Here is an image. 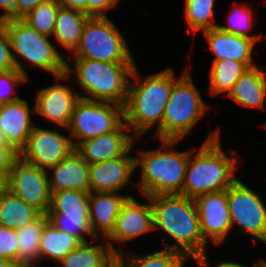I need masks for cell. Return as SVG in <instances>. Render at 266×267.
I'll return each mask as SVG.
<instances>
[{"label": "cell", "instance_id": "12", "mask_svg": "<svg viewBox=\"0 0 266 267\" xmlns=\"http://www.w3.org/2000/svg\"><path fill=\"white\" fill-rule=\"evenodd\" d=\"M47 171L18 158L9 173L7 189L27 204L47 215L51 190Z\"/></svg>", "mask_w": 266, "mask_h": 267}, {"label": "cell", "instance_id": "34", "mask_svg": "<svg viewBox=\"0 0 266 267\" xmlns=\"http://www.w3.org/2000/svg\"><path fill=\"white\" fill-rule=\"evenodd\" d=\"M28 78L22 75L17 69L0 72V105L17 101L16 86L28 82Z\"/></svg>", "mask_w": 266, "mask_h": 267}, {"label": "cell", "instance_id": "44", "mask_svg": "<svg viewBox=\"0 0 266 267\" xmlns=\"http://www.w3.org/2000/svg\"><path fill=\"white\" fill-rule=\"evenodd\" d=\"M0 147H13L12 145L9 144L7 141L5 134L2 132L0 129Z\"/></svg>", "mask_w": 266, "mask_h": 267}, {"label": "cell", "instance_id": "17", "mask_svg": "<svg viewBox=\"0 0 266 267\" xmlns=\"http://www.w3.org/2000/svg\"><path fill=\"white\" fill-rule=\"evenodd\" d=\"M123 121L114 131L80 142L75 152L88 164L104 162L125 155L134 145V135Z\"/></svg>", "mask_w": 266, "mask_h": 267}, {"label": "cell", "instance_id": "47", "mask_svg": "<svg viewBox=\"0 0 266 267\" xmlns=\"http://www.w3.org/2000/svg\"><path fill=\"white\" fill-rule=\"evenodd\" d=\"M109 267H124L117 259Z\"/></svg>", "mask_w": 266, "mask_h": 267}, {"label": "cell", "instance_id": "13", "mask_svg": "<svg viewBox=\"0 0 266 267\" xmlns=\"http://www.w3.org/2000/svg\"><path fill=\"white\" fill-rule=\"evenodd\" d=\"M75 148L68 135L56 130L34 126L26 143L19 151V158L42 169L56 166L67 158Z\"/></svg>", "mask_w": 266, "mask_h": 267}, {"label": "cell", "instance_id": "10", "mask_svg": "<svg viewBox=\"0 0 266 267\" xmlns=\"http://www.w3.org/2000/svg\"><path fill=\"white\" fill-rule=\"evenodd\" d=\"M89 191H51L48 222L55 228L78 237L82 242L96 239L89 223Z\"/></svg>", "mask_w": 266, "mask_h": 267}, {"label": "cell", "instance_id": "37", "mask_svg": "<svg viewBox=\"0 0 266 267\" xmlns=\"http://www.w3.org/2000/svg\"><path fill=\"white\" fill-rule=\"evenodd\" d=\"M19 158V151L14 147H0V176L8 179L14 162Z\"/></svg>", "mask_w": 266, "mask_h": 267}, {"label": "cell", "instance_id": "6", "mask_svg": "<svg viewBox=\"0 0 266 267\" xmlns=\"http://www.w3.org/2000/svg\"><path fill=\"white\" fill-rule=\"evenodd\" d=\"M15 68L29 79L22 58L30 67L50 72L54 76L66 73L65 55L51 43L49 36L40 34L22 19L5 22Z\"/></svg>", "mask_w": 266, "mask_h": 267}, {"label": "cell", "instance_id": "4", "mask_svg": "<svg viewBox=\"0 0 266 267\" xmlns=\"http://www.w3.org/2000/svg\"><path fill=\"white\" fill-rule=\"evenodd\" d=\"M159 141L161 148L141 151L135 157V168L141 170L137 187L142 196L182 195L190 150L172 151L179 140Z\"/></svg>", "mask_w": 266, "mask_h": 267}, {"label": "cell", "instance_id": "5", "mask_svg": "<svg viewBox=\"0 0 266 267\" xmlns=\"http://www.w3.org/2000/svg\"><path fill=\"white\" fill-rule=\"evenodd\" d=\"M75 62V63H74ZM74 68L66 62V74L76 73L77 84L84 90L80 98L116 103L124 107L135 63H110L74 58Z\"/></svg>", "mask_w": 266, "mask_h": 267}, {"label": "cell", "instance_id": "43", "mask_svg": "<svg viewBox=\"0 0 266 267\" xmlns=\"http://www.w3.org/2000/svg\"><path fill=\"white\" fill-rule=\"evenodd\" d=\"M0 267H20L17 262L0 259Z\"/></svg>", "mask_w": 266, "mask_h": 267}, {"label": "cell", "instance_id": "15", "mask_svg": "<svg viewBox=\"0 0 266 267\" xmlns=\"http://www.w3.org/2000/svg\"><path fill=\"white\" fill-rule=\"evenodd\" d=\"M204 240L220 245L232 230L227 190L210 192L194 199Z\"/></svg>", "mask_w": 266, "mask_h": 267}, {"label": "cell", "instance_id": "1", "mask_svg": "<svg viewBox=\"0 0 266 267\" xmlns=\"http://www.w3.org/2000/svg\"><path fill=\"white\" fill-rule=\"evenodd\" d=\"M134 67L123 107L124 122L135 138H140L157 126L155 137L161 140V124L165 106L170 98L173 84L179 79L172 68L147 75L144 80ZM141 80V81H140Z\"/></svg>", "mask_w": 266, "mask_h": 267}, {"label": "cell", "instance_id": "26", "mask_svg": "<svg viewBox=\"0 0 266 267\" xmlns=\"http://www.w3.org/2000/svg\"><path fill=\"white\" fill-rule=\"evenodd\" d=\"M47 222V215L41 214L23 228L16 230L18 246V260L16 262L20 267H33L39 263L40 239Z\"/></svg>", "mask_w": 266, "mask_h": 267}, {"label": "cell", "instance_id": "2", "mask_svg": "<svg viewBox=\"0 0 266 267\" xmlns=\"http://www.w3.org/2000/svg\"><path fill=\"white\" fill-rule=\"evenodd\" d=\"M154 231L161 229L175 244L162 243L165 249L184 254L195 261L206 253L207 243L200 231L194 199L181 194L149 196Z\"/></svg>", "mask_w": 266, "mask_h": 267}, {"label": "cell", "instance_id": "48", "mask_svg": "<svg viewBox=\"0 0 266 267\" xmlns=\"http://www.w3.org/2000/svg\"><path fill=\"white\" fill-rule=\"evenodd\" d=\"M262 127H264V128L266 129V123H264V124L262 125Z\"/></svg>", "mask_w": 266, "mask_h": 267}, {"label": "cell", "instance_id": "22", "mask_svg": "<svg viewBox=\"0 0 266 267\" xmlns=\"http://www.w3.org/2000/svg\"><path fill=\"white\" fill-rule=\"evenodd\" d=\"M46 171L49 173L47 175L51 191L66 189L89 191V164L75 151Z\"/></svg>", "mask_w": 266, "mask_h": 267}, {"label": "cell", "instance_id": "21", "mask_svg": "<svg viewBox=\"0 0 266 267\" xmlns=\"http://www.w3.org/2000/svg\"><path fill=\"white\" fill-rule=\"evenodd\" d=\"M30 108L29 103L21 98L0 105V129L5 134L9 144L17 151H20L24 146L35 126L31 119L35 107Z\"/></svg>", "mask_w": 266, "mask_h": 267}, {"label": "cell", "instance_id": "24", "mask_svg": "<svg viewBox=\"0 0 266 267\" xmlns=\"http://www.w3.org/2000/svg\"><path fill=\"white\" fill-rule=\"evenodd\" d=\"M100 238L91 242H82L75 250L64 256L58 263L62 267H109L117 255L109 244L97 243ZM106 244V245H105Z\"/></svg>", "mask_w": 266, "mask_h": 267}, {"label": "cell", "instance_id": "27", "mask_svg": "<svg viewBox=\"0 0 266 267\" xmlns=\"http://www.w3.org/2000/svg\"><path fill=\"white\" fill-rule=\"evenodd\" d=\"M82 241L71 234L63 232L55 228L50 222L44 225L40 246L39 257L40 262L44 258H49L55 261L56 267H60L58 262L71 251L75 250Z\"/></svg>", "mask_w": 266, "mask_h": 267}, {"label": "cell", "instance_id": "14", "mask_svg": "<svg viewBox=\"0 0 266 267\" xmlns=\"http://www.w3.org/2000/svg\"><path fill=\"white\" fill-rule=\"evenodd\" d=\"M144 197L149 200V203L139 202L133 195L126 199L116 219L114 230L104 240L116 255L122 253L115 246L116 243L124 244L154 230L150 198Z\"/></svg>", "mask_w": 266, "mask_h": 267}, {"label": "cell", "instance_id": "32", "mask_svg": "<svg viewBox=\"0 0 266 267\" xmlns=\"http://www.w3.org/2000/svg\"><path fill=\"white\" fill-rule=\"evenodd\" d=\"M59 6L57 0H48L30 11L22 20L38 33L51 37L53 36Z\"/></svg>", "mask_w": 266, "mask_h": 267}, {"label": "cell", "instance_id": "46", "mask_svg": "<svg viewBox=\"0 0 266 267\" xmlns=\"http://www.w3.org/2000/svg\"><path fill=\"white\" fill-rule=\"evenodd\" d=\"M254 267H266V260L260 259L258 263Z\"/></svg>", "mask_w": 266, "mask_h": 267}, {"label": "cell", "instance_id": "7", "mask_svg": "<svg viewBox=\"0 0 266 267\" xmlns=\"http://www.w3.org/2000/svg\"><path fill=\"white\" fill-rule=\"evenodd\" d=\"M209 106L195 86L186 68L173 84L170 98L165 106L161 124V140L184 139L204 117ZM191 131V132H190Z\"/></svg>", "mask_w": 266, "mask_h": 267}, {"label": "cell", "instance_id": "30", "mask_svg": "<svg viewBox=\"0 0 266 267\" xmlns=\"http://www.w3.org/2000/svg\"><path fill=\"white\" fill-rule=\"evenodd\" d=\"M117 260L124 267H184L188 258L180 252L162 248L146 255L122 252L117 255Z\"/></svg>", "mask_w": 266, "mask_h": 267}, {"label": "cell", "instance_id": "39", "mask_svg": "<svg viewBox=\"0 0 266 267\" xmlns=\"http://www.w3.org/2000/svg\"><path fill=\"white\" fill-rule=\"evenodd\" d=\"M0 9L4 11L0 15V22L20 19V9L16 0H0Z\"/></svg>", "mask_w": 266, "mask_h": 267}, {"label": "cell", "instance_id": "23", "mask_svg": "<svg viewBox=\"0 0 266 267\" xmlns=\"http://www.w3.org/2000/svg\"><path fill=\"white\" fill-rule=\"evenodd\" d=\"M227 96L241 106L265 111L266 72L258 66L248 68Z\"/></svg>", "mask_w": 266, "mask_h": 267}, {"label": "cell", "instance_id": "25", "mask_svg": "<svg viewBox=\"0 0 266 267\" xmlns=\"http://www.w3.org/2000/svg\"><path fill=\"white\" fill-rule=\"evenodd\" d=\"M89 17L82 11L59 6L53 32L54 41L72 53L79 44Z\"/></svg>", "mask_w": 266, "mask_h": 267}, {"label": "cell", "instance_id": "38", "mask_svg": "<svg viewBox=\"0 0 266 267\" xmlns=\"http://www.w3.org/2000/svg\"><path fill=\"white\" fill-rule=\"evenodd\" d=\"M119 0H87V15L106 17V12L115 8Z\"/></svg>", "mask_w": 266, "mask_h": 267}, {"label": "cell", "instance_id": "20", "mask_svg": "<svg viewBox=\"0 0 266 267\" xmlns=\"http://www.w3.org/2000/svg\"><path fill=\"white\" fill-rule=\"evenodd\" d=\"M129 196L121 192H90L89 223L96 238L104 240L111 234L122 205Z\"/></svg>", "mask_w": 266, "mask_h": 267}, {"label": "cell", "instance_id": "33", "mask_svg": "<svg viewBox=\"0 0 266 267\" xmlns=\"http://www.w3.org/2000/svg\"><path fill=\"white\" fill-rule=\"evenodd\" d=\"M234 5L235 6H233V8L230 10V13H228L227 26H221L218 24L217 27L224 32L254 39L256 42H258L261 37L266 39V35H249L248 33L249 30L252 29L253 10L246 5H240V3H234Z\"/></svg>", "mask_w": 266, "mask_h": 267}, {"label": "cell", "instance_id": "41", "mask_svg": "<svg viewBox=\"0 0 266 267\" xmlns=\"http://www.w3.org/2000/svg\"><path fill=\"white\" fill-rule=\"evenodd\" d=\"M20 9V19H23L30 11L35 9L41 3L48 0H16Z\"/></svg>", "mask_w": 266, "mask_h": 267}, {"label": "cell", "instance_id": "18", "mask_svg": "<svg viewBox=\"0 0 266 267\" xmlns=\"http://www.w3.org/2000/svg\"><path fill=\"white\" fill-rule=\"evenodd\" d=\"M132 147L125 155L104 162L89 164V192H119L136 172Z\"/></svg>", "mask_w": 266, "mask_h": 267}, {"label": "cell", "instance_id": "29", "mask_svg": "<svg viewBox=\"0 0 266 267\" xmlns=\"http://www.w3.org/2000/svg\"><path fill=\"white\" fill-rule=\"evenodd\" d=\"M249 67L245 63L224 59L212 61L209 70V91L212 95L226 94L233 89L236 81Z\"/></svg>", "mask_w": 266, "mask_h": 267}, {"label": "cell", "instance_id": "36", "mask_svg": "<svg viewBox=\"0 0 266 267\" xmlns=\"http://www.w3.org/2000/svg\"><path fill=\"white\" fill-rule=\"evenodd\" d=\"M16 69L5 22H0V72Z\"/></svg>", "mask_w": 266, "mask_h": 267}, {"label": "cell", "instance_id": "28", "mask_svg": "<svg viewBox=\"0 0 266 267\" xmlns=\"http://www.w3.org/2000/svg\"><path fill=\"white\" fill-rule=\"evenodd\" d=\"M41 213L27 204L10 190L6 189L0 197V226L21 229L37 219Z\"/></svg>", "mask_w": 266, "mask_h": 267}, {"label": "cell", "instance_id": "42", "mask_svg": "<svg viewBox=\"0 0 266 267\" xmlns=\"http://www.w3.org/2000/svg\"><path fill=\"white\" fill-rule=\"evenodd\" d=\"M60 6L75 9L87 14V0H57Z\"/></svg>", "mask_w": 266, "mask_h": 267}, {"label": "cell", "instance_id": "11", "mask_svg": "<svg viewBox=\"0 0 266 267\" xmlns=\"http://www.w3.org/2000/svg\"><path fill=\"white\" fill-rule=\"evenodd\" d=\"M228 208L232 228L239 227L241 234L266 241V205L256 192L237 179L228 189Z\"/></svg>", "mask_w": 266, "mask_h": 267}, {"label": "cell", "instance_id": "45", "mask_svg": "<svg viewBox=\"0 0 266 267\" xmlns=\"http://www.w3.org/2000/svg\"><path fill=\"white\" fill-rule=\"evenodd\" d=\"M7 189V179L0 176V197L2 193Z\"/></svg>", "mask_w": 266, "mask_h": 267}, {"label": "cell", "instance_id": "8", "mask_svg": "<svg viewBox=\"0 0 266 267\" xmlns=\"http://www.w3.org/2000/svg\"><path fill=\"white\" fill-rule=\"evenodd\" d=\"M126 38L114 21L106 17H89L71 58H86L110 63H135ZM71 57V58H70Z\"/></svg>", "mask_w": 266, "mask_h": 267}, {"label": "cell", "instance_id": "40", "mask_svg": "<svg viewBox=\"0 0 266 267\" xmlns=\"http://www.w3.org/2000/svg\"><path fill=\"white\" fill-rule=\"evenodd\" d=\"M207 253L203 254L202 256H200L197 260L196 263L198 264V266L200 267H210V263L208 262V258H207ZM216 267H247L244 266L243 264H239L238 262H228L226 260L220 261L219 263H216ZM256 264H253L251 267H254Z\"/></svg>", "mask_w": 266, "mask_h": 267}, {"label": "cell", "instance_id": "31", "mask_svg": "<svg viewBox=\"0 0 266 267\" xmlns=\"http://www.w3.org/2000/svg\"><path fill=\"white\" fill-rule=\"evenodd\" d=\"M216 0H185L184 17L194 34L216 28L214 5Z\"/></svg>", "mask_w": 266, "mask_h": 267}, {"label": "cell", "instance_id": "35", "mask_svg": "<svg viewBox=\"0 0 266 267\" xmlns=\"http://www.w3.org/2000/svg\"><path fill=\"white\" fill-rule=\"evenodd\" d=\"M16 229L0 226V259L18 260Z\"/></svg>", "mask_w": 266, "mask_h": 267}, {"label": "cell", "instance_id": "19", "mask_svg": "<svg viewBox=\"0 0 266 267\" xmlns=\"http://www.w3.org/2000/svg\"><path fill=\"white\" fill-rule=\"evenodd\" d=\"M202 32L210 51L215 55L213 61L232 59L245 63L249 68L257 66L253 62V50L257 43L254 39L227 33L218 27Z\"/></svg>", "mask_w": 266, "mask_h": 267}, {"label": "cell", "instance_id": "16", "mask_svg": "<svg viewBox=\"0 0 266 267\" xmlns=\"http://www.w3.org/2000/svg\"><path fill=\"white\" fill-rule=\"evenodd\" d=\"M55 77L57 83L37 90L34 113L66 130L75 104L80 99V92L76 93L69 85H63L59 82L70 79L66 73Z\"/></svg>", "mask_w": 266, "mask_h": 267}, {"label": "cell", "instance_id": "9", "mask_svg": "<svg viewBox=\"0 0 266 267\" xmlns=\"http://www.w3.org/2000/svg\"><path fill=\"white\" fill-rule=\"evenodd\" d=\"M123 121V106L80 98L66 129L75 148L84 140L114 131Z\"/></svg>", "mask_w": 266, "mask_h": 267}, {"label": "cell", "instance_id": "3", "mask_svg": "<svg viewBox=\"0 0 266 267\" xmlns=\"http://www.w3.org/2000/svg\"><path fill=\"white\" fill-rule=\"evenodd\" d=\"M220 129L209 133L199 149H191L182 195L195 199L210 192L227 190L238 178L237 158L223 152Z\"/></svg>", "mask_w": 266, "mask_h": 267}]
</instances>
